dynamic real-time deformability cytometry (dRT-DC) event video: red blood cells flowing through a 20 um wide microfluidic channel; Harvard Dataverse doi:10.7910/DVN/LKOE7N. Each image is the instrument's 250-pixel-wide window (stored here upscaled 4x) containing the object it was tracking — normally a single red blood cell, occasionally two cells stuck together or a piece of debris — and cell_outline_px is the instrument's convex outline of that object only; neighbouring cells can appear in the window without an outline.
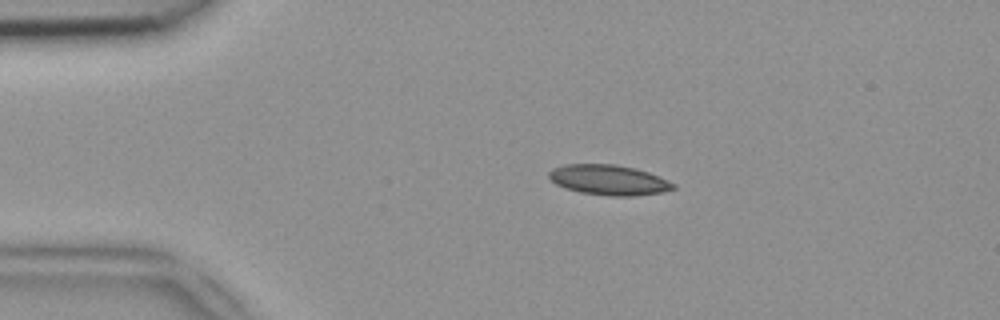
{"species": "common noctule bat (a hibernating species)", "species_latin": "Nyctalus noctula", "temperature_condition": "room temperature", "stored_images_in_passage": 20, "camera_frame_rate_fps": 3000, "um_per_image_px": 0.085, "animal": {"sex": "female", "body_mass_g": 18.4}, "frame": {"image": 1, "passage_image": 9, "time_ms": 2.667, "image_size_px": [1000, 320], "cell_outline_px": [[676, 188], [660, 192], [632, 196], [612, 196], [580, 192], [556, 184], [548, 176], [548, 172], [552, 168], [568, 164], [616, 164], [636, 168], [648, 172], [668, 180], [676, 184]], "centroid_in_image_um": [51.76, 15.28], "position_along_channel_um": 33.2, "area_um2": 21.73}}
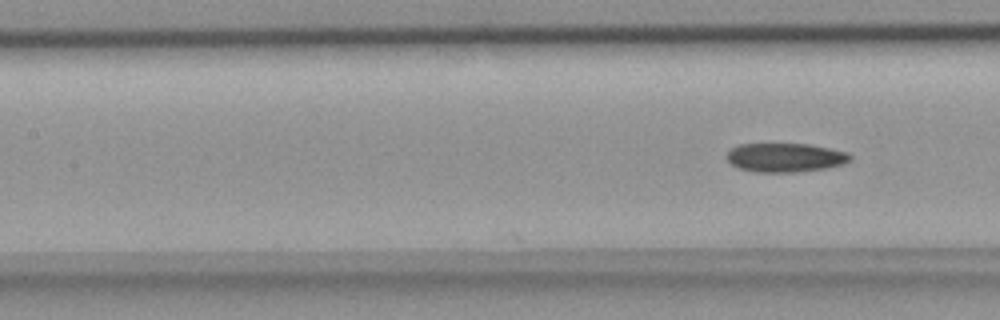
{"frame": {"image": 2, "passage_image": 20, "time_ms": 6.333, "image_size_px": [1000, 320], "cell_outline_px": [[852, 160], [844, 164], [824, 168], [796, 172], [756, 172], [740, 168], [732, 164], [728, 160], [728, 152], [732, 148], [740, 144], [808, 144], [832, 148], [848, 152], [852, 156]], "centroid_in_image_um": [66.81, 13.38], "position_along_channel_um": 140.6, "area_um2": 20.75}}